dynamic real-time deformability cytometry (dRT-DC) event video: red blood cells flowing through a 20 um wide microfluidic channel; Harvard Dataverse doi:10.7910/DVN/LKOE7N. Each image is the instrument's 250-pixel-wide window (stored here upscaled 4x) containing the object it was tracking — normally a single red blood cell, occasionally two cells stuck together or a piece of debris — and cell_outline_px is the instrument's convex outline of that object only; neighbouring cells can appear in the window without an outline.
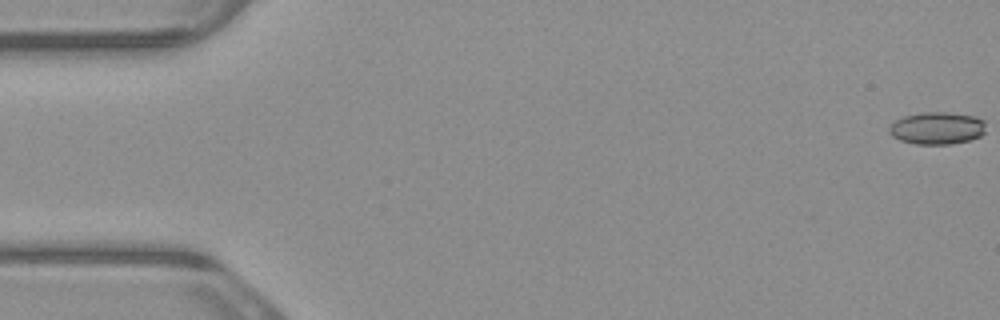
{"species": "common noctule bat (a hibernating species)", "species_latin": "Nyctalus noctula", "temperature_condition": "warm", "stored_images_in_passage": 5, "camera_frame_rate_fps": 3000, "um_per_image_px": 0.085, "animal": {"sex": "male", "body_mass_g": 23.1, "forearm_length_mm": 52.7}, "frame": {"image": 1, "passage_image": 1, "time_ms": 0.0, "image_size_px": [1000, 320], "cell_outline_px": [[984, 132], [980, 136], [968, 140], [952, 144], [916, 144], [900, 140], [892, 136], [888, 132], [888, 128], [896, 120], [904, 116], [924, 112], [948, 112], [976, 116], [984, 120]], "centroid_in_image_um": [79.64, 10.89], "position_along_channel_um": 5.4, "area_um2": 18.21}}
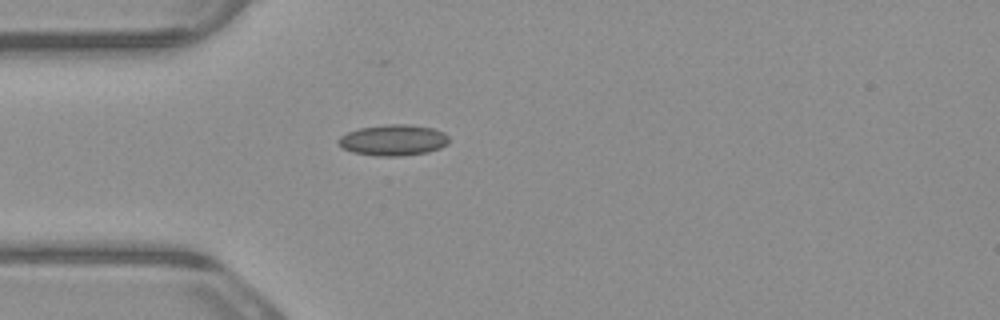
{"frame": {"image": 2, "passage_image": 5, "time_ms": 1.333, "image_size_px": [1000, 320], "cell_outline_px": [[448, 144], [440, 148], [428, 152], [400, 156], [376, 156], [352, 152], [344, 148], [336, 140], [340, 136], [348, 132], [360, 128], [388, 124], [408, 124], [432, 128], [444, 132], [448, 136]], "centroid_in_image_um": [33.44, 11.91], "position_along_channel_um": 51.6, "area_um2": 19.94}}